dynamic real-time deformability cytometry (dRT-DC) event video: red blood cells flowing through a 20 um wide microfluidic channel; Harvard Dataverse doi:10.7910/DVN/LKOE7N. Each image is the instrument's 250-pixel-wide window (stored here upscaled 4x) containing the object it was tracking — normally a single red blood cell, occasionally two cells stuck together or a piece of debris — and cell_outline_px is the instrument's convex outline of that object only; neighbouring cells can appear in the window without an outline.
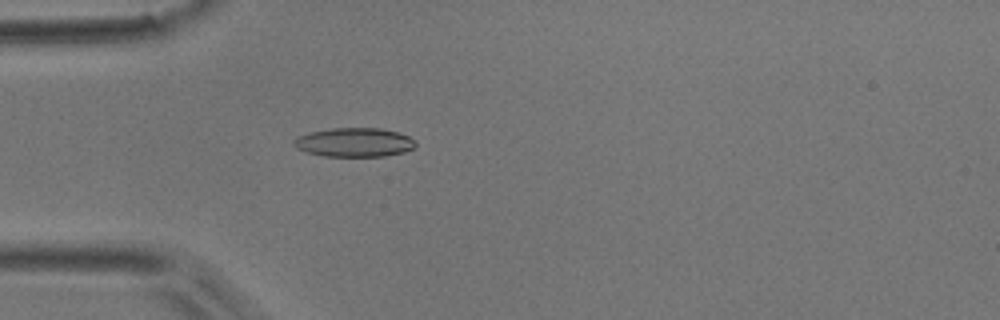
{"species": "common noctule bat (a hibernating species)", "species_latin": "Nyctalus noctula", "temperature_condition": "room temperature", "stored_images_in_passage": 51, "camera_frame_rate_fps": 3000, "um_per_image_px": 0.085, "animal": {"sex": "male", "body_mass_g": 17.9}, "frame": {"image": 1, "passage_image": 15, "time_ms": 4.667, "image_size_px": [1000, 320], "cell_outline_px": [[416, 148], [404, 152], [384, 156], [324, 156], [308, 152], [296, 148], [292, 144], [292, 140], [296, 136], [308, 132], [332, 128], [380, 128], [396, 132], [408, 136], [416, 140]], "centroid_in_image_um": [30.1, 12.09], "position_along_channel_um": 54.9, "area_um2": 20.75}}
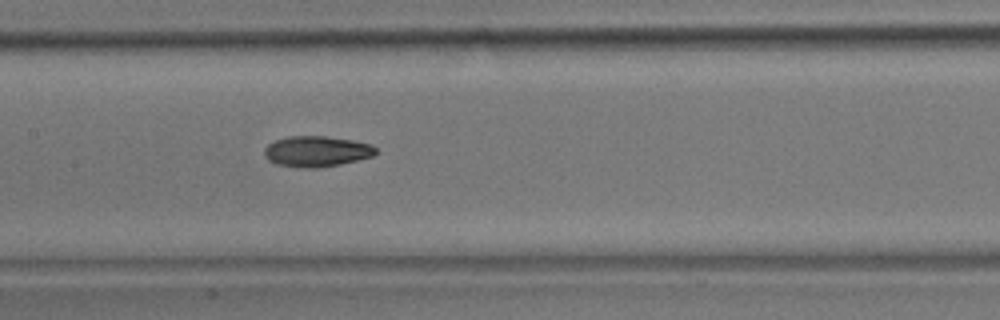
{"frame": {"image": 2, "passage_image": 25, "time_ms": 8.0, "image_size_px": [1000, 320], "cell_outline_px": [[376, 152], [372, 156], [340, 164], [316, 168], [308, 168], [276, 164], [268, 160], [264, 156], [264, 148], [268, 144], [276, 140], [288, 136], [324, 136], [352, 140], [372, 144], [376, 148]], "centroid_in_image_um": [26.89, 12.86], "position_along_channel_um": 180.5, "area_um2": 19.83}}
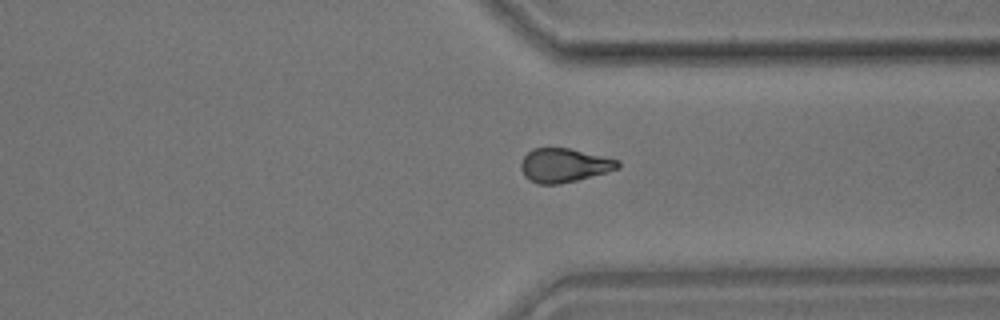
{"frame": {"image": 3, "passage_image": 39, "time_ms": 12.667, "image_size_px": [1000, 320], "cell_outline_px": [[620, 168], [576, 180], [556, 184], [536, 184], [528, 180], [524, 176], [520, 168], [520, 164], [524, 156], [532, 148], [568, 148], [620, 160]], "centroid_in_image_um": [47.91, 14.05], "position_along_channel_um": 363.5, "area_um2": 19.07}, "authors_computed_cell_mechanics": {"area_um2": 19.4786, "velocity_mm_per_s": 3.9325, "shape_relaxation_time_tau1_ms": 3.8624, "shape_relaxation_time_tau2_ms": 5.6155, "deformation_change_tau1": 0.1558, "deformation_change_tau2": 0.1322}}